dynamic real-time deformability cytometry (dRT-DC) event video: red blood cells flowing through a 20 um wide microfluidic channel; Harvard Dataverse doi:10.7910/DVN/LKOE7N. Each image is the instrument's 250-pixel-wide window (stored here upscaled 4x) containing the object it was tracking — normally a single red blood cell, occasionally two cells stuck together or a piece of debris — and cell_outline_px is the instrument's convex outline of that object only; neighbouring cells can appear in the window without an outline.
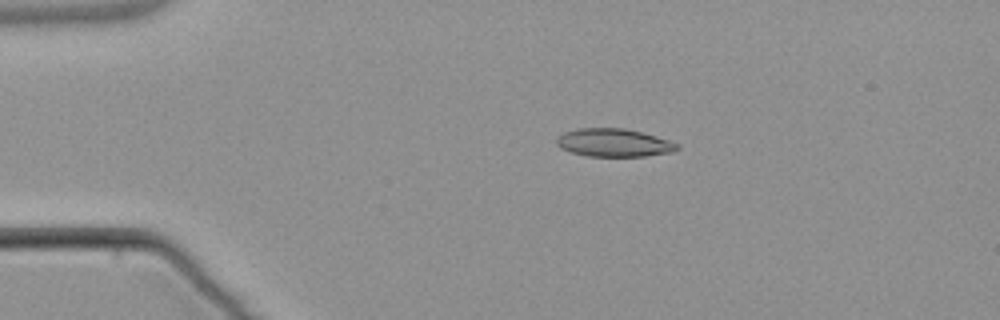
{"species": "common noctule bat (a hibernating species)", "species_latin": "Nyctalus noctula", "temperature_condition": "warm", "stored_images_in_passage": 2, "camera_frame_rate_fps": 3000, "um_per_image_px": 0.085, "animal": {"sex": "male", "body_mass_g": 21.5, "forearm_length_mm": 52.0}, "frame": {"image": 1, "passage_image": 1, "time_ms": 0.0, "image_size_px": [1000, 320], "cell_outline_px": [[680, 148], [672, 152], [644, 156], [588, 156], [572, 152], [560, 148], [556, 144], [556, 136], [564, 132], [580, 128], [624, 128], [644, 132], [680, 144]], "centroid_in_image_um": [52.18, 12.12], "position_along_channel_um": 32.8, "area_um2": 19.83}}